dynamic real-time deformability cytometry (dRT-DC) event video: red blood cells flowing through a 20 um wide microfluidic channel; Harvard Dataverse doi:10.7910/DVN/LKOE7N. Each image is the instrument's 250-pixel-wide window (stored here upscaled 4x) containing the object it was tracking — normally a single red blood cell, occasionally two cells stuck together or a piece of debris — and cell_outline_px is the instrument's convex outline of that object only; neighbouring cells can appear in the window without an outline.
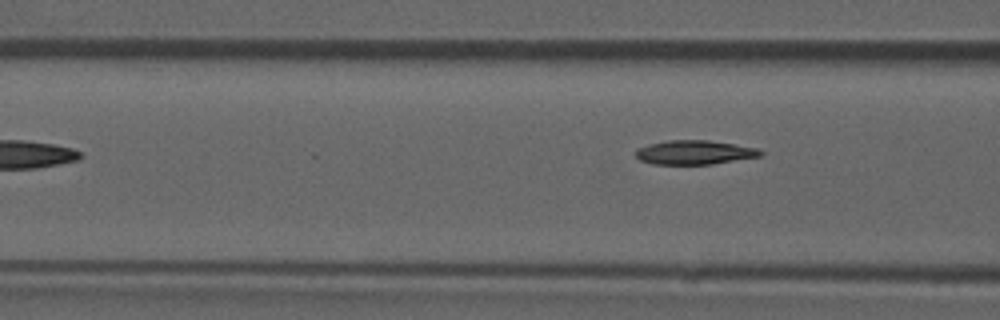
{"species": "common noctule bat (a hibernating species)", "species_latin": "Nyctalus noctula", "temperature_condition": "room temperature", "stored_images_in_passage": 7, "camera_frame_rate_fps": 3000, "um_per_image_px": 0.085, "animal": {"sex": "male", "forearm_length_mm": 52.5}, "frame": {"image": 1, "passage_image": 7, "time_ms": 2.0, "image_size_px": [1000, 320], "cell_outline_px": [[764, 152], [760, 156], [712, 164], [652, 164], [640, 160], [632, 152], [636, 148], [668, 140], [708, 140], [756, 148]], "centroid_in_image_um": [58.98, 12.96], "position_along_channel_um": 107.6, "area_um2": 17.4}}